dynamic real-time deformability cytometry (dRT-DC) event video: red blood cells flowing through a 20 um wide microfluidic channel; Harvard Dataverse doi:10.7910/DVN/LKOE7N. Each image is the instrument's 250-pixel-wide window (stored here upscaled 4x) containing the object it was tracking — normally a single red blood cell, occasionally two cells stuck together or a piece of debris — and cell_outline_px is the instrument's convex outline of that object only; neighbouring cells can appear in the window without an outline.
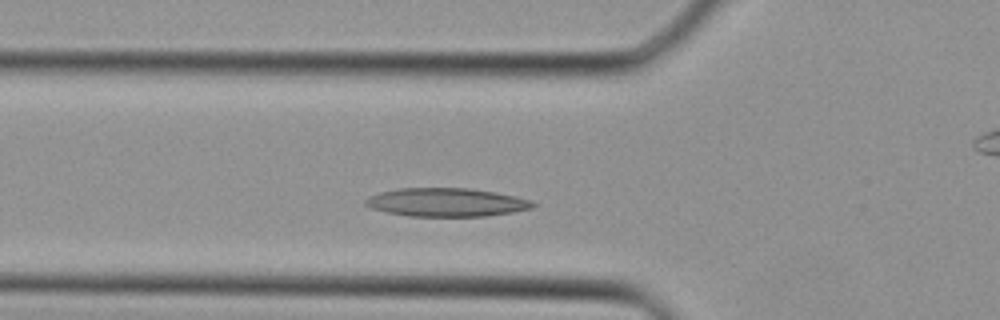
{"species": "Egyptian fruit bat (a non-hibernating species)", "species_latin": "Rousettus aegyptiacus", "temperature_condition": "cold", "stored_images_in_passage": 33, "camera_frame_rate_fps": 3000, "um_per_image_px": 0.085, "animal": {"sex": "female"}, "frame": {"image": 1, "passage_image": 6, "time_ms": 1.667, "image_size_px": [1000, 320], "cell_outline_px": [[536, 204], [532, 208], [512, 212], [484, 216], [408, 216], [388, 212], [372, 208], [364, 204], [364, 200], [368, 196], [380, 192], [396, 188], [468, 188], [496, 192], [516, 196], [532, 200]], "centroid_in_image_um": [37.94, 17.19], "position_along_channel_um": 87.9, "area_um2": 27.8}}
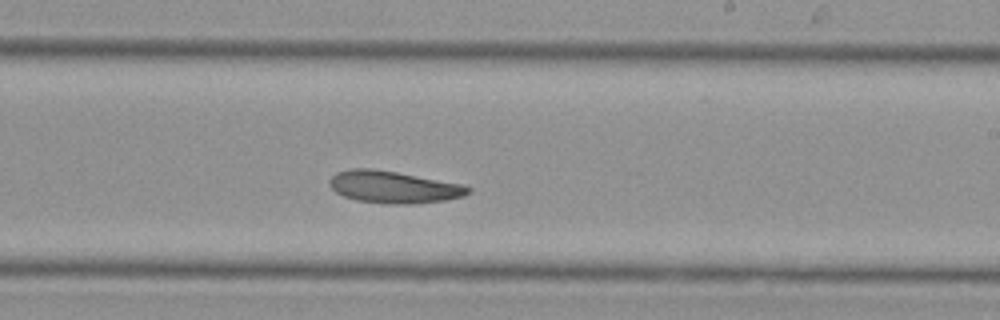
{"frame": {"image": 2, "passage_image": 16, "time_ms": 5.0, "image_size_px": [1000, 320], "cell_outline_px": [[472, 192], [464, 196], [444, 200], [412, 204], [392, 204], [356, 200], [344, 196], [336, 192], [328, 184], [328, 180], [336, 172], [348, 168], [372, 168], [396, 172], [460, 184], [472, 188]], "centroid_in_image_um": [33.42, 15.89], "position_along_channel_um": 255.6, "area_um2": 25.84}}
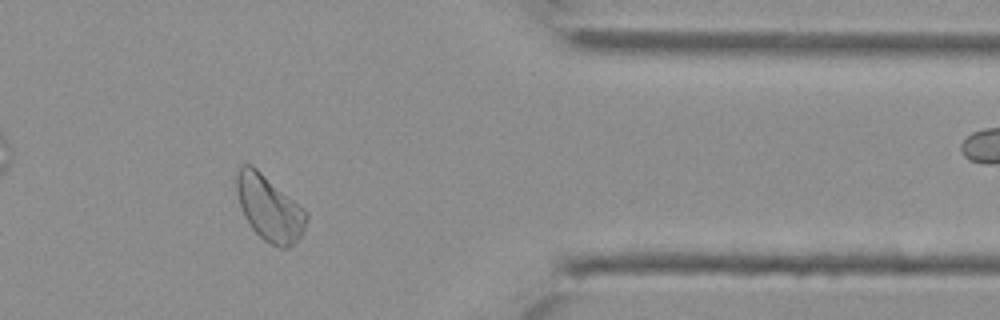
{"frame": {"image": 3, "passage_image": 25, "time_ms": 8.0, "image_size_px": [1000, 320], "cell_outline_px": [[308, 220], [304, 232], [292, 244], [284, 248], [280, 248], [264, 240], [252, 228], [244, 216], [236, 192], [236, 172], [244, 164], [252, 164], [304, 208], [308, 212]], "centroid_in_image_um": [22.9, 17.68], "position_along_channel_um": 388.5, "area_um2": 26.53}}